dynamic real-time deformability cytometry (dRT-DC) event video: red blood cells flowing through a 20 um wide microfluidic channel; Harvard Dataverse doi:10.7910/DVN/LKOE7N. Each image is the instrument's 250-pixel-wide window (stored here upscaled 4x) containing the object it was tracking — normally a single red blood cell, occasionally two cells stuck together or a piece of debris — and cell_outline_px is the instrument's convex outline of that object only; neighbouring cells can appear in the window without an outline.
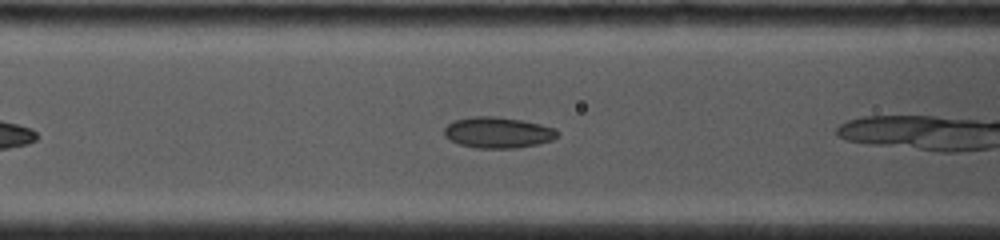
{"species": "common noctule bat (a hibernating species)", "species_latin": "Nyctalus noctula", "temperature_condition": "cold", "stored_images_in_passage": 28, "camera_frame_rate_fps": 4000, "um_per_image_px": 0.085, "animal": {"sex": "female", "body_mass_g": 19.0, "forearm_length_mm": 53.3}, "frame": {"image": 1, "passage_image": 5, "time_ms": 1.5, "image_size_px": [1000, 240], "cell_outline_px": [[560, 132], [552, 140], [540, 144], [516, 148], [476, 148], [460, 144], [444, 136], [444, 128], [452, 120], [472, 116], [496, 116], [520, 120], [540, 124], [556, 128]], "centroid_in_image_um": [42.33, 11.26], "position_along_channel_um": 124.3, "area_um2": 20.58}}
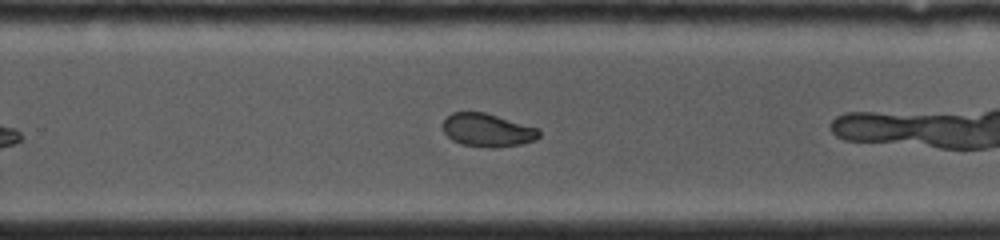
{"frame": {"image": 2, "passage_image": 16, "time_ms": 5.5, "image_size_px": [1000, 240], "cell_outline_px": [[540, 136], [536, 140], [520, 144], [488, 148], [460, 144], [452, 140], [444, 132], [444, 120], [452, 112], [484, 112], [536, 128], [540, 132]], "centroid_in_image_um": [41.41, 11.07], "position_along_channel_um": 288.4, "area_um2": 18.32}, "authors_computed_cell_mechanics": {"area_um2": 19.9699, "velocity_mm_per_s": 4.1167, "shape_relaxation_time_tau1_ms": 4.412, "shape_relaxation_time_tau2_ms": 2.1146, "deformation_change_tau1": 0.125, "deformation_change_tau2": 0.0499}}